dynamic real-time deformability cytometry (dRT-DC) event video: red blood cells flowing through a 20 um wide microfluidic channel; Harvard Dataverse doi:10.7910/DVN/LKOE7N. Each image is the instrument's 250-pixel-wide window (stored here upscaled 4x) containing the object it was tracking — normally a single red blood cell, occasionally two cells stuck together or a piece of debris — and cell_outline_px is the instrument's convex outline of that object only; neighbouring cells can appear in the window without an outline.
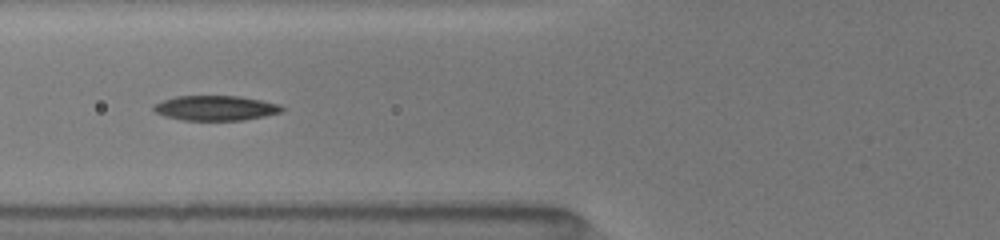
{"species": "common noctule bat (a hibernating species)", "species_latin": "Nyctalus noctula", "temperature_condition": "room temperature", "stored_images_in_passage": 9, "camera_frame_rate_fps": 3000, "um_per_image_px": 0.085, "animal": {"sex": "female", "body_mass_g": 19.5, "forearm_length_mm": 54.1}, "frame": {"image": 1, "passage_image": 3, "time_ms": 1.0, "image_size_px": [1000, 240], "cell_outline_px": [[284, 108], [280, 112], [264, 116], [244, 120], [184, 120], [164, 116], [156, 112], [152, 108], [156, 104], [164, 100], [176, 96], [240, 96], [280, 104]], "centroid_in_image_um": [18.33, 9.18], "position_along_channel_um": 107.5, "area_um2": 18.44}}
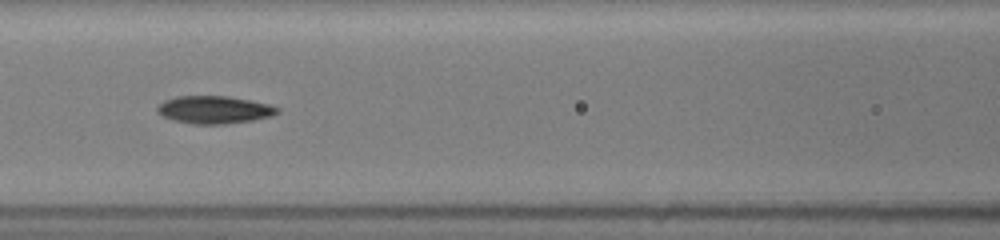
{"frame": {"image": 2, "passage_image": 6, "time_ms": 2.0, "image_size_px": [1000, 240], "cell_outline_px": [[280, 112], [272, 116], [252, 120], [224, 124], [192, 124], [172, 120], [164, 116], [156, 108], [164, 100], [176, 96], [228, 96], [268, 104], [280, 108]], "centroid_in_image_um": [18.23, 9.33], "position_along_channel_um": 148.4, "area_um2": 19.25}}
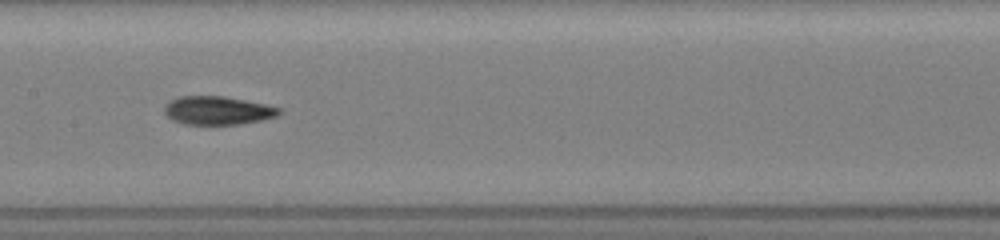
{"frame": {"image": 3, "passage_image": 8, "time_ms": 3.0, "image_size_px": [1000, 240], "cell_outline_px": [[284, 112], [276, 116], [260, 120], [240, 124], [184, 124], [172, 120], [164, 112], [164, 104], [180, 96], [224, 96], [264, 104], [280, 108]], "centroid_in_image_um": [18.49, 9.39], "position_along_channel_um": 188.9, "area_um2": 18.9}}